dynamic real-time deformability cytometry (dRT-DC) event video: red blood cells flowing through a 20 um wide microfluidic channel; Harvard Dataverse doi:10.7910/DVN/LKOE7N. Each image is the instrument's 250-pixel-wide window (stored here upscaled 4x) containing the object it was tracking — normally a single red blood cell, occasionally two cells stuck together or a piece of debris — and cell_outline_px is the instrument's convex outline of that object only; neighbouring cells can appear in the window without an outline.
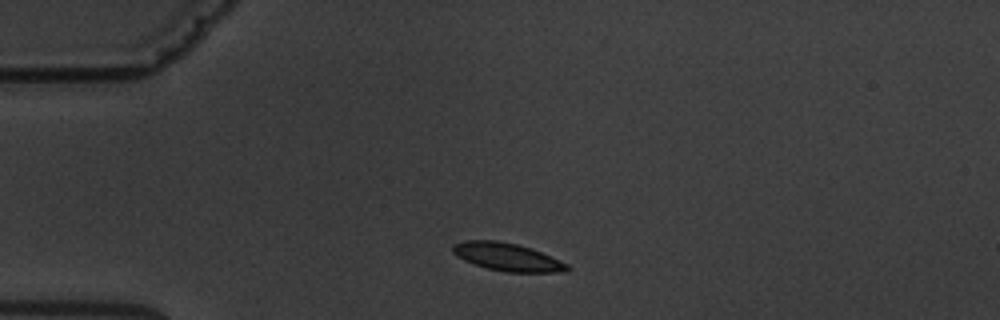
{"species": "common noctule bat (a hibernating species)", "species_latin": "Nyctalus noctula", "temperature_condition": "warm", "stored_images_in_passage": 3, "camera_frame_rate_fps": 3000, "um_per_image_px": 0.085, "animal": {"sex": "male", "body_mass_g": 19.5, "forearm_length_mm": 54.6}, "frame": {"image": 1, "passage_image": 1, "time_ms": 0.0, "image_size_px": [1000, 320], "cell_outline_px": [[572, 268], [568, 272], [504, 272], [488, 268], [464, 260], [456, 256], [452, 252], [452, 244], [464, 240], [496, 240], [516, 244], [532, 248], [560, 260], [568, 264]], "centroid_in_image_um": [43.14, 21.84], "position_along_channel_um": 41.9, "area_um2": 18.73}}
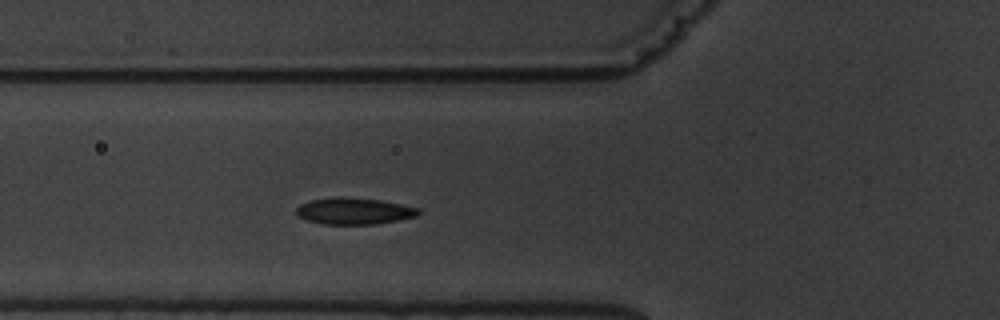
{"frame": {"image": 2, "passage_image": 3, "time_ms": 2.333, "image_size_px": [1000, 320], "cell_outline_px": [[420, 212], [416, 216], [376, 224], [324, 224], [308, 220], [300, 216], [296, 212], [296, 208], [300, 204], [312, 200], [340, 196], [344, 196], [380, 200], [420, 208]], "centroid_in_image_um": [30.1, 17.93], "position_along_channel_um": 95.7, "area_um2": 18.73}}